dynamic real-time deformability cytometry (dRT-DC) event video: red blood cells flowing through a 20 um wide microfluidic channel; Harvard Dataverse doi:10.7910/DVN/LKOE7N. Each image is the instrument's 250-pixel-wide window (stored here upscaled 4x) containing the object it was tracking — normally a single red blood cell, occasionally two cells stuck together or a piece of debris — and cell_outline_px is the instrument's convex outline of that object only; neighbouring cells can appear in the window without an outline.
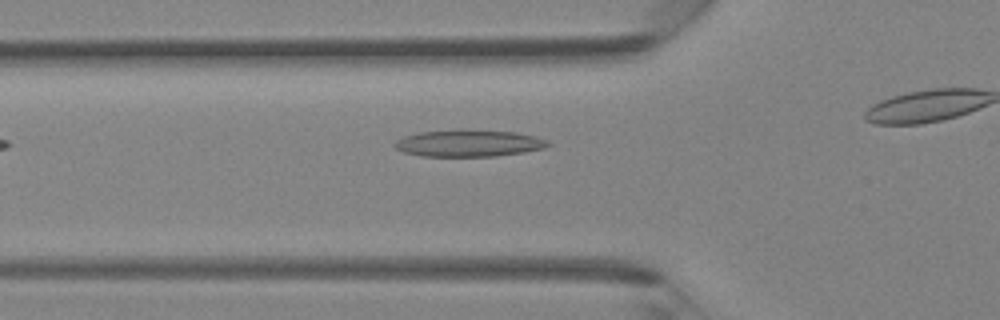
{"species": "Egyptian fruit bat (a non-hibernating species)", "species_latin": "Rousettus aegyptiacus", "temperature_condition": "room temperature", "stored_images_in_passage": 25, "camera_frame_rate_fps": 3000, "um_per_image_px": 0.085, "animal": {"sex": "female"}, "frame": {"image": 1, "passage_image": 5, "time_ms": 1.333, "image_size_px": [1000, 320], "cell_outline_px": [[552, 144], [544, 148], [524, 152], [496, 156], [420, 156], [404, 152], [396, 148], [392, 144], [396, 140], [404, 136], [420, 132], [516, 132], [548, 140]], "centroid_in_image_um": [39.84, 12.22], "position_along_channel_um": 86.0, "area_um2": 22.95}}
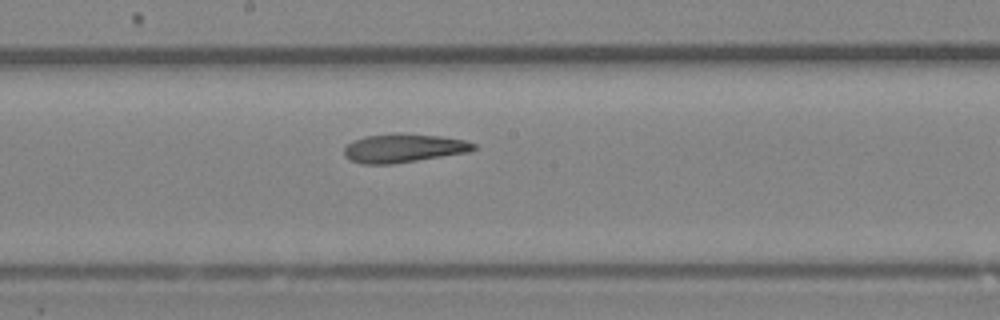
{"frame": {"image": 2, "passage_image": 13, "time_ms": 4.0, "image_size_px": [1000, 320], "cell_outline_px": [[476, 148], [468, 152], [392, 164], [360, 164], [344, 156], [344, 148], [352, 140], [364, 136], [396, 132], [400, 132], [440, 136], [464, 140], [476, 144]], "centroid_in_image_um": [34.27, 12.57], "position_along_channel_um": 213.9, "area_um2": 21.79}}
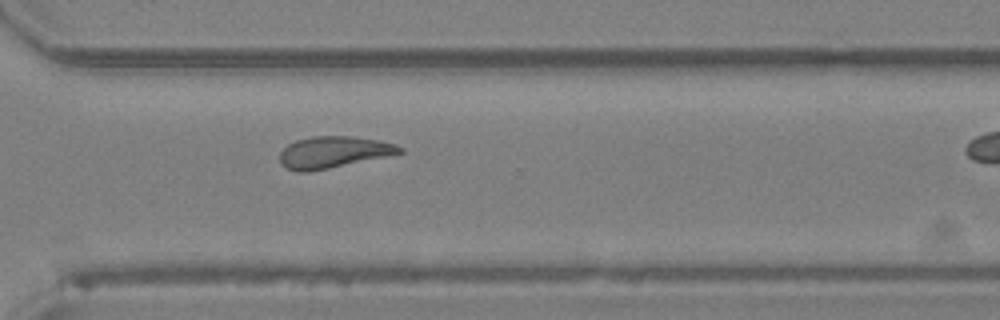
{"frame": {"image": 3, "passage_image": 21, "time_ms": 6.667, "image_size_px": [1000, 320], "cell_outline_px": [[404, 152], [388, 156], [308, 172], [296, 172], [284, 168], [280, 164], [280, 152], [288, 144], [296, 140], [312, 136], [352, 136], [376, 140], [396, 144], [404, 148]], "centroid_in_image_um": [28.31, 12.94], "position_along_channel_um": 342.3, "area_um2": 22.14}}